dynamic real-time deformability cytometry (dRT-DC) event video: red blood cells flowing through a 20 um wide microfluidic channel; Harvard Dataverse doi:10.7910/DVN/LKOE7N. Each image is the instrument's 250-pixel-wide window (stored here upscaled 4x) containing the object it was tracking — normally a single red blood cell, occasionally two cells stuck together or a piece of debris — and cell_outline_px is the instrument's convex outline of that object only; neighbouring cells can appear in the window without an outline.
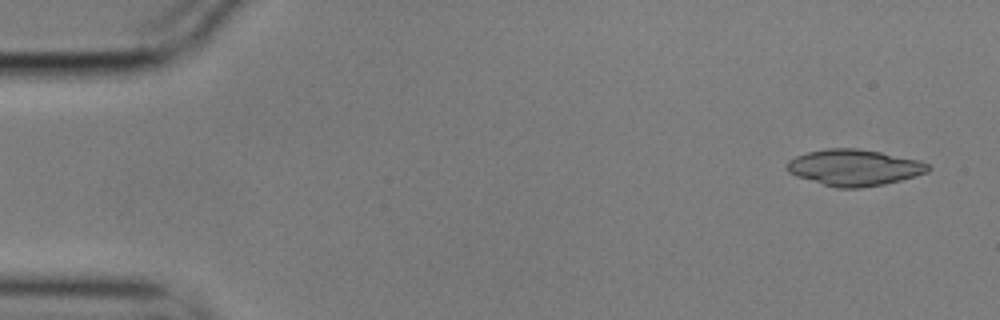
{"species": "common noctule bat (a hibernating species)", "species_latin": "Nyctalus noctula", "temperature_condition": "cold", "stored_images_in_passage": 55, "camera_frame_rate_fps": 3000, "um_per_image_px": 0.085, "animal": {"sex": "male", "body_mass_g": 17.9}, "frame": {"image": 1, "passage_image": 2, "time_ms": 0.333, "image_size_px": [1000, 320], "cell_outline_px": [[932, 168], [928, 172], [916, 176], [884, 184], [860, 188], [836, 188], [796, 176], [788, 172], [784, 164], [788, 160], [796, 156], [808, 152], [828, 148], [856, 148], [880, 152], [920, 160], [928, 164]], "centroid_in_image_um": [72.6, 14.24], "position_along_channel_um": 12.4, "area_um2": 29.94}}